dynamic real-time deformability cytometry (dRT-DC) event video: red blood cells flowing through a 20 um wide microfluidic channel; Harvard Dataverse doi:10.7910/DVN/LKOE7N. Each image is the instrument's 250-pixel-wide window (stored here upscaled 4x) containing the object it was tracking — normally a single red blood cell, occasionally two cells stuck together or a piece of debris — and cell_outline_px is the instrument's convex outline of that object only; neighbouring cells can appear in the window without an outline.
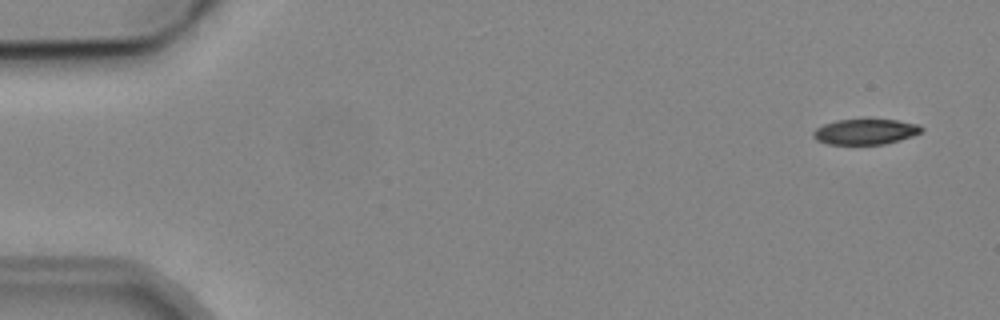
{"species": "common noctule bat (a hibernating species)", "species_latin": "Nyctalus noctula", "temperature_condition": "cold", "stored_images_in_passage": 4, "camera_frame_rate_fps": 3000, "um_per_image_px": 0.085, "animal": {"sex": "male", "body_mass_g": 19.2, "forearm_length_mm": 51.8}, "frame": {"image": 1, "passage_image": 1, "time_ms": 0.0, "image_size_px": [1000, 320], "cell_outline_px": [[924, 128], [920, 132], [912, 136], [900, 140], [884, 144], [828, 144], [816, 140], [812, 136], [812, 132], [816, 128], [824, 124], [836, 120], [896, 120], [920, 124]], "centroid_in_image_um": [73.55, 11.2], "position_along_channel_um": 11.5, "area_um2": 16.01}}
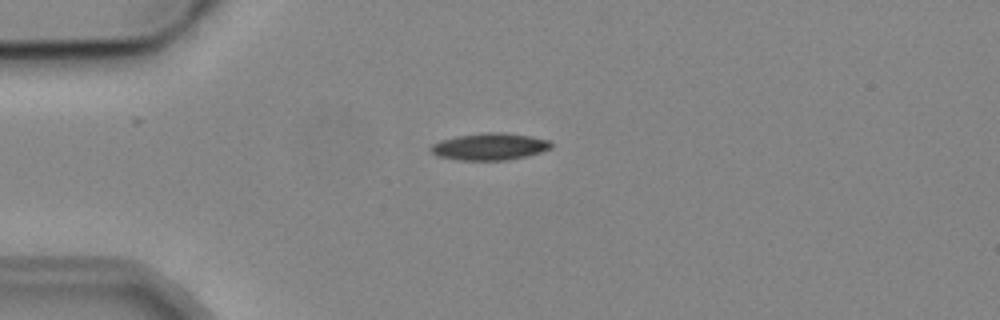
{"frame": {"image": 2, "passage_image": 4, "time_ms": 3.667, "image_size_px": [1000, 320], "cell_outline_px": [[552, 148], [540, 152], [508, 160], [460, 160], [436, 156], [428, 148], [432, 144], [440, 140], [456, 136], [488, 132], [500, 132], [532, 136], [548, 140], [552, 144]], "centroid_in_image_um": [41.59, 12.46], "position_along_channel_um": 43.4, "area_um2": 18.9}}